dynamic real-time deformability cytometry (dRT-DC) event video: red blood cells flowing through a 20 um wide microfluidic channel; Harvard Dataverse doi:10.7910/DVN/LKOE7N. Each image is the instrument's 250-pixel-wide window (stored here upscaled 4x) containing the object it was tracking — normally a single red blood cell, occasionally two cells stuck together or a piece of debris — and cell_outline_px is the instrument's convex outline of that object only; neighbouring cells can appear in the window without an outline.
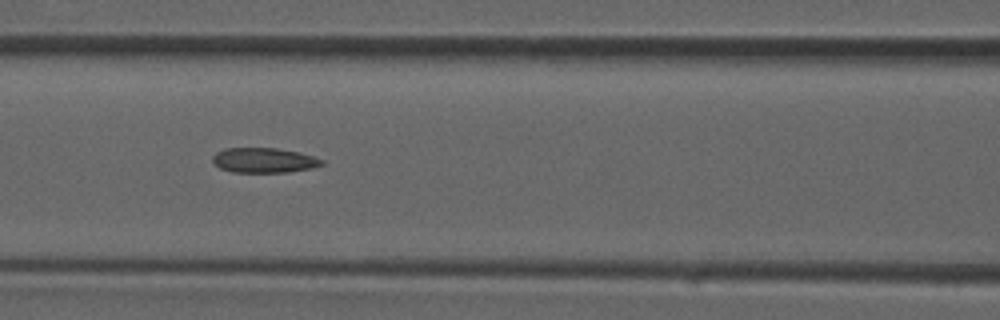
{"species": "common noctule bat (a hibernating species)", "species_latin": "Nyctalus noctula", "temperature_condition": "room temperature", "stored_images_in_passage": 34, "camera_frame_rate_fps": 3000, "um_per_image_px": 0.085, "animal": {"sex": "male", "forearm_length_mm": 52.5}, "frame": {"image": 1, "passage_image": 15, "time_ms": 4.667, "image_size_px": [1000, 320], "cell_outline_px": [[324, 164], [312, 168], [288, 172], [232, 172], [220, 168], [212, 160], [212, 156], [216, 152], [224, 148], [276, 148], [300, 152], [324, 160]], "centroid_in_image_um": [22.44, 13.62], "position_along_channel_um": 144.2, "area_um2": 15.9}}
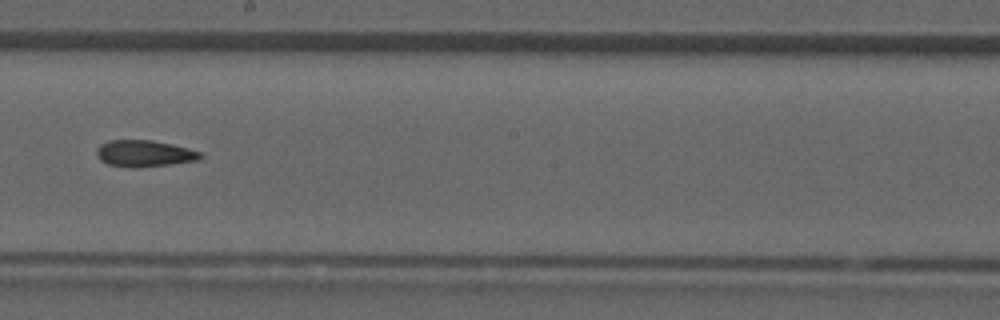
{"frame": {"image": 2, "passage_image": 20, "time_ms": 6.333, "image_size_px": [1000, 320], "cell_outline_px": [[204, 156], [200, 160], [136, 168], [108, 164], [100, 160], [96, 152], [96, 148], [100, 144], [108, 140], [152, 140], [172, 144], [188, 148], [200, 152]], "centroid_in_image_um": [12.27, 13.04], "position_along_channel_um": 235.9, "area_um2": 16.07}}